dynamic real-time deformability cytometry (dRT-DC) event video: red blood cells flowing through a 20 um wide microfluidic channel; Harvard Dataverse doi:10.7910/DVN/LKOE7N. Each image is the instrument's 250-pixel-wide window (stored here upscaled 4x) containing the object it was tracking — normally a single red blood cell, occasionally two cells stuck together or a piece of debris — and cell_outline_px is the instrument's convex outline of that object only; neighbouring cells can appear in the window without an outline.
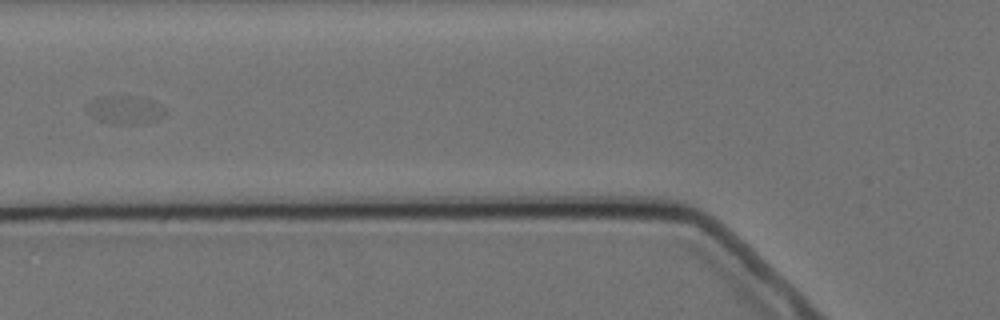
{"species": "Egyptian fruit bat (a non-hibernating species)", "species_latin": "Rousettus aegyptiacus", "temperature_condition": "cold", "stored_images_in_passage": 6, "camera_frame_rate_fps": 3000, "um_per_image_px": 0.085, "animal": {"sex": "female"}, "frame": {"image": 1, "passage_image": 2, "time_ms": 1.0, "image_size_px": [1000, 320], "cell_outline_px": [[168, 112], [164, 116], [152, 120], [132, 124], [112, 124], [100, 120], [92, 116], [88, 112], [88, 104], [96, 96], [128, 96], [148, 100], [160, 104]], "centroid_in_image_um": [10.61, 9.33], "position_along_channel_um": 115.2, "area_um2": 12.54}}
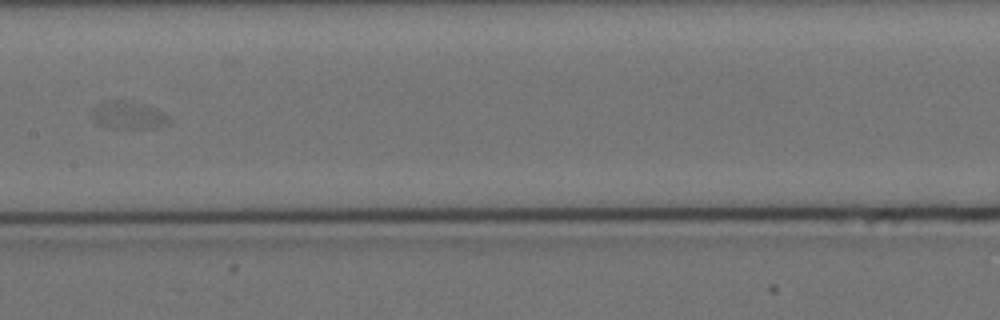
{"frame": {"image": 2, "passage_image": 4, "time_ms": 3.333, "image_size_px": [1000, 320], "cell_outline_px": [[168, 124], [152, 128], [112, 128], [100, 124], [92, 116], [92, 108], [96, 104], [112, 100], [124, 100], [156, 108], [168, 116]], "centroid_in_image_um": [10.89, 9.79], "position_along_channel_um": 196.5, "area_um2": 12.14}}
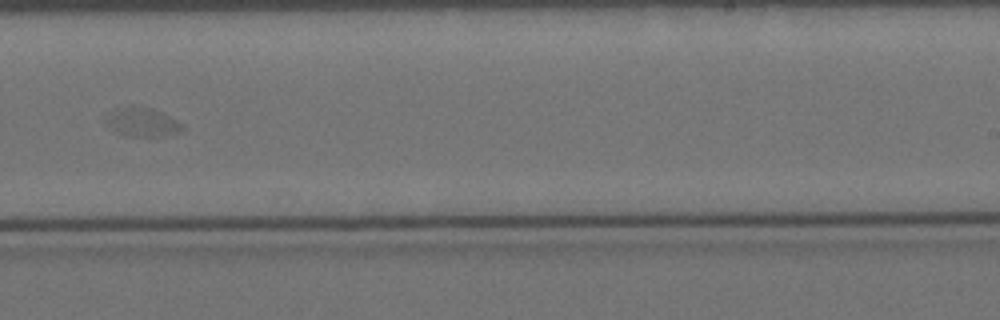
{"frame": {"image": 3, "passage_image": 6, "time_ms": 5.667, "image_size_px": [1000, 320], "cell_outline_px": [[184, 128], [176, 132], [164, 136], [128, 136], [112, 128], [104, 120], [108, 112], [112, 108], [152, 108], [184, 124]], "centroid_in_image_um": [12.08, 10.39], "position_along_channel_um": 276.9, "area_um2": 12.37}}